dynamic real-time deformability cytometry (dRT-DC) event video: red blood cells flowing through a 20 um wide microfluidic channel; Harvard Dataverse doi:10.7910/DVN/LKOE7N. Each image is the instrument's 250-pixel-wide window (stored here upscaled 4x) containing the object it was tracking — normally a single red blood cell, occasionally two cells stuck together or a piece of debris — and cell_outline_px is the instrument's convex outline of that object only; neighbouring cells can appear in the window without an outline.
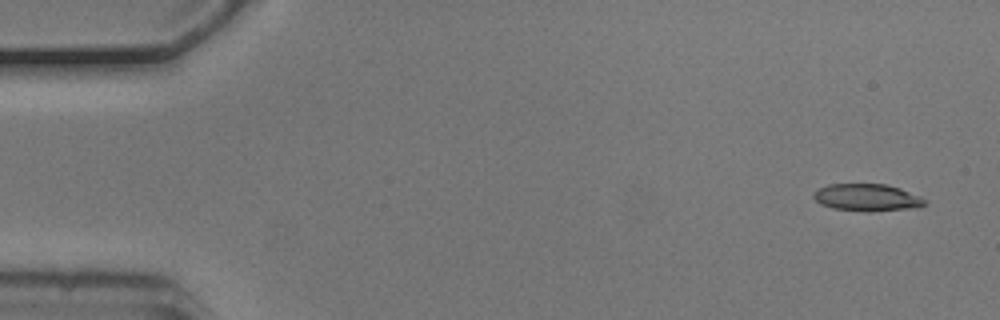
{"species": "common noctule bat (a hibernating species)", "species_latin": "Nyctalus noctula", "temperature_condition": "cold", "stored_images_in_passage": 4, "camera_frame_rate_fps": 3000, "um_per_image_px": 0.085, "animal": {"sex": "male", "body_mass_g": 20.5, "forearm_length_mm": 52.5}, "frame": {"image": 1, "passage_image": 1, "time_ms": 0.0, "image_size_px": [1000, 320], "cell_outline_px": [[928, 204], [920, 208], [872, 212], [868, 212], [832, 208], [820, 204], [812, 196], [812, 192], [828, 184], [884, 184], [900, 188], [920, 196]], "centroid_in_image_um": [73.72, 16.8], "position_along_channel_um": 11.3, "area_um2": 17.92}}
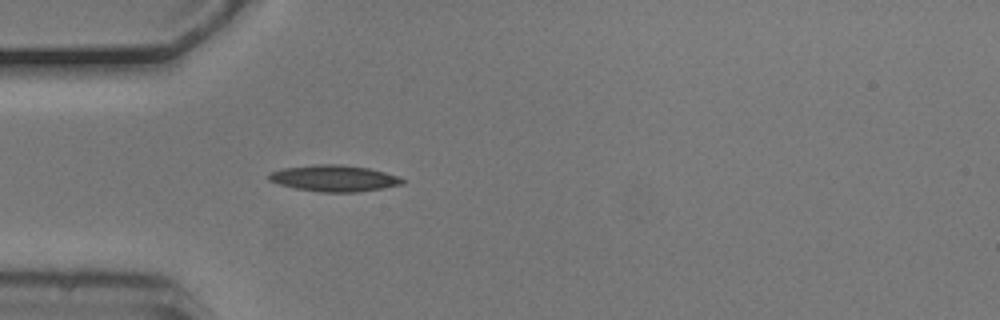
{"frame": {"image": 2, "passage_image": 4, "time_ms": 1.0, "image_size_px": [1000, 320], "cell_outline_px": [[404, 184], [384, 188], [356, 192], [320, 192], [296, 188], [280, 184], [268, 180], [268, 176], [272, 172], [284, 168], [320, 164], [340, 164], [368, 168], [384, 172], [396, 176], [404, 180]], "centroid_in_image_um": [28.42, 15.16], "position_along_channel_um": 56.6, "area_um2": 20.23}}